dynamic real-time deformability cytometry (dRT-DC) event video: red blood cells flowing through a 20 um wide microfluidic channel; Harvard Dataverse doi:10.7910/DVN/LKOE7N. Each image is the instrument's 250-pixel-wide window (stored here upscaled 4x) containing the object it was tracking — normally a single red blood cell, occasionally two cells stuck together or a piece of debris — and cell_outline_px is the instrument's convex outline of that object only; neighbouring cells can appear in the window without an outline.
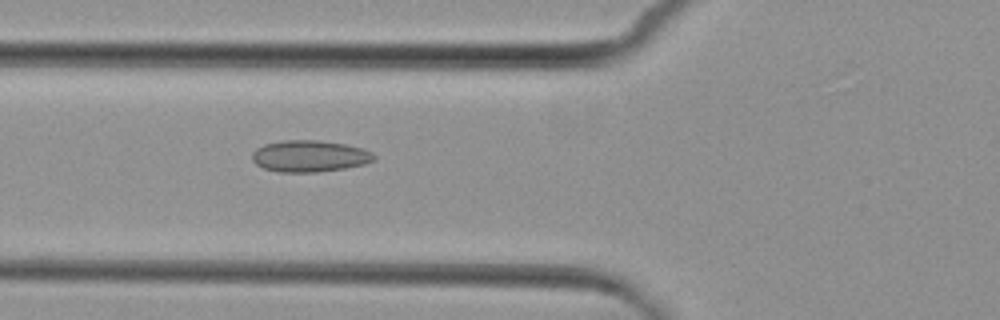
{"species": "common noctule bat (a hibernating species)", "species_latin": "Nyctalus noctula", "temperature_condition": "cold", "stored_images_in_passage": 2, "camera_frame_rate_fps": 3000, "um_per_image_px": 0.085, "animal": {"sex": "female", "body_mass_g": 29.2, "forearm_length_mm": 56.3}, "frame": {"image": 1, "passage_image": 2, "time_ms": 1.0, "image_size_px": [1000, 320], "cell_outline_px": [[376, 160], [364, 164], [344, 168], [316, 172], [276, 172], [264, 168], [256, 164], [252, 160], [252, 152], [256, 148], [264, 144], [284, 140], [316, 140], [344, 144], [364, 148], [372, 152], [376, 156]], "centroid_in_image_um": [26.31, 13.27], "position_along_channel_um": 99.5, "area_um2": 22.54}}